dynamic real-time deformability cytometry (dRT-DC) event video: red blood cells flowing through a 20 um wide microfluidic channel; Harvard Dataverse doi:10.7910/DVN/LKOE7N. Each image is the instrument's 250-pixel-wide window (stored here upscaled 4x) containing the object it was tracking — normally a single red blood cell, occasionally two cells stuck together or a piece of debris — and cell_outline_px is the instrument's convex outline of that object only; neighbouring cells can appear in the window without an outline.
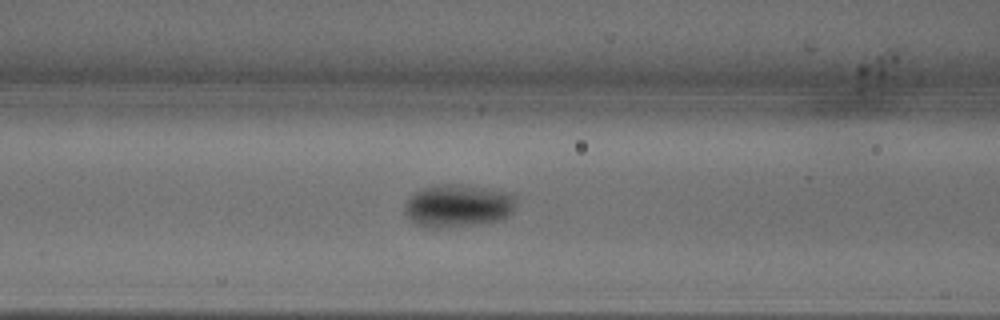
{"species": "common noctule bat (a hibernating species)", "species_latin": "Nyctalus noctula", "temperature_condition": "warm", "stored_images_in_passage": 18, "camera_frame_rate_fps": 3000, "um_per_image_px": 0.085, "animal": {"sex": "male", "body_mass_g": 18.8}, "frame": {"image": 1, "passage_image": 16, "time_ms": 5.0, "image_size_px": [1000, 320], "cell_outline_px": [[516, 204], [512, 212], [508, 216], [500, 220], [476, 224], [432, 228], [428, 228], [412, 224], [404, 216], [404, 200], [416, 192], [424, 188], [440, 184], [468, 184], [508, 192], [516, 196]], "centroid_in_image_um": [38.89, 17.48], "position_along_channel_um": 127.7, "area_um2": 28.32}}